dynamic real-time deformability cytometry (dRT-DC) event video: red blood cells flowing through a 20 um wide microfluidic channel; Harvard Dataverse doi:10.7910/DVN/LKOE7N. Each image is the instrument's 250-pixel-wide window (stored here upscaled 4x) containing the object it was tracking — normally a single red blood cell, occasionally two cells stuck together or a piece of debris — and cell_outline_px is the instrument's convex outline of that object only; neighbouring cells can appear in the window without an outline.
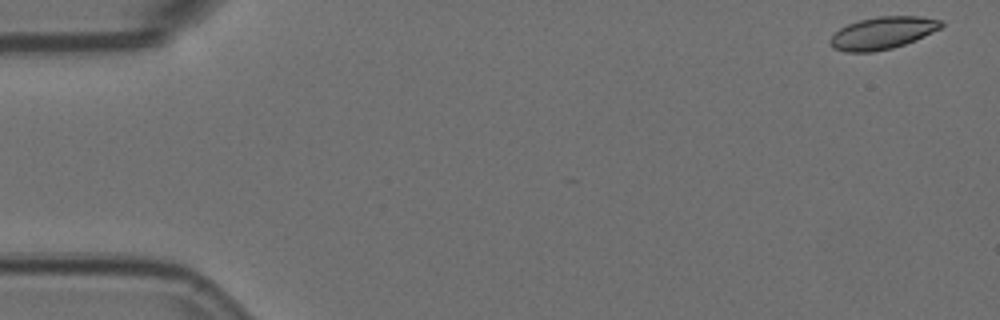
{"species": "Egyptian fruit bat (a non-hibernating species)", "species_latin": "Rousettus aegyptiacus", "temperature_condition": "room temperature", "stored_images_in_passage": 5, "camera_frame_rate_fps": 3000, "um_per_image_px": 0.085, "animal": {"sex": "female"}, "frame": {"image": 1, "passage_image": 1, "time_ms": 0.0, "image_size_px": [1000, 320], "cell_outline_px": [[944, 24], [940, 28], [924, 36], [904, 44], [892, 48], [872, 52], [844, 52], [832, 48], [828, 44], [828, 40], [840, 28], [848, 24], [860, 20], [880, 16], [920, 16], [944, 20]], "centroid_in_image_um": [75.0, 2.8], "position_along_channel_um": 10.0, "area_um2": 20.92}}
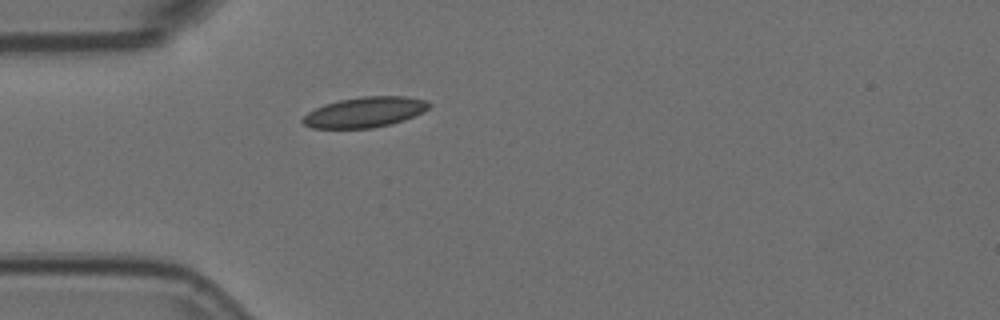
{"frame": {"image": 2, "passage_image": 5, "time_ms": 1.333, "image_size_px": [1000, 320], "cell_outline_px": [[432, 104], [424, 112], [404, 120], [392, 124], [372, 128], [312, 128], [304, 124], [300, 120], [308, 112], [324, 104], [340, 100], [360, 96], [408, 96], [428, 100]], "centroid_in_image_um": [31.05, 9.53], "position_along_channel_um": 54.0, "area_um2": 22.54}}